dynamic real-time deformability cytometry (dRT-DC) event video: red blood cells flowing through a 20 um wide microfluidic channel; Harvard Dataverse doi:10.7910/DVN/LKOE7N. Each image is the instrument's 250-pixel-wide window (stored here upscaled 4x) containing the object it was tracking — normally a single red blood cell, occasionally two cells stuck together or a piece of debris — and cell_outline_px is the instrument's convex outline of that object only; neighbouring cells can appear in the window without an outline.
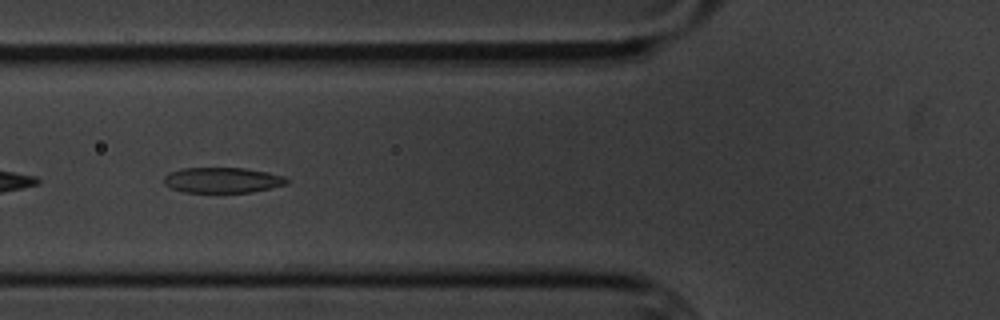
{"species": "common noctule bat (a hibernating species)", "species_latin": "Nyctalus noctula", "temperature_condition": "cold", "stored_images_in_passage": 3, "camera_frame_rate_fps": 3000, "um_per_image_px": 0.085, "animal": {"sex": "male", "body_mass_g": 20.1, "forearm_length_mm": 53.5}, "frame": {"image": 1, "passage_image": 3, "time_ms": 2.333, "image_size_px": [1000, 320], "cell_outline_px": [[288, 184], [252, 192], [184, 192], [172, 188], [164, 184], [164, 176], [168, 172], [180, 168], [244, 168], [268, 172], [284, 176], [288, 180]], "centroid_in_image_um": [18.89, 15.3], "position_along_channel_um": 106.9, "area_um2": 18.26}}